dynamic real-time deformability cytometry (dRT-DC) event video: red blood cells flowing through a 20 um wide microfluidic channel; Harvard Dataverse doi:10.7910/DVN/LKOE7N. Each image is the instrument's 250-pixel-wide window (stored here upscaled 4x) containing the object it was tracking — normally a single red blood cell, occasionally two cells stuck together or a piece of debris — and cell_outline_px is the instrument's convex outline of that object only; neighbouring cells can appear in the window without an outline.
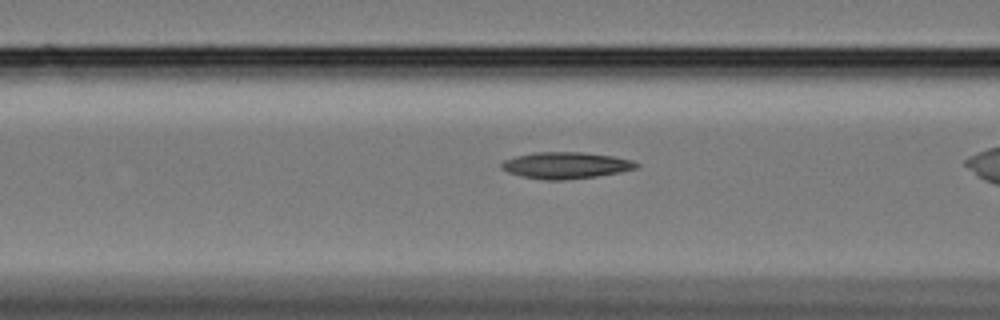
{"species": "Egyptian fruit bat (a non-hibernating species)", "species_latin": "Rousettus aegyptiacus", "temperature_condition": "cold", "stored_images_in_passage": 29, "camera_frame_rate_fps": 3000, "um_per_image_px": 0.085, "animal": {"sex": "female"}, "frame": {"image": 1, "passage_image": 5, "time_ms": 1.333, "image_size_px": [1000, 320], "cell_outline_px": [[640, 164], [636, 168], [620, 172], [596, 176], [564, 180], [544, 180], [520, 176], [508, 172], [500, 168], [500, 164], [504, 160], [516, 156], [532, 152], [584, 152], [612, 156], [632, 160]], "centroid_in_image_um": [48.06, 14.05], "position_along_channel_um": 118.5, "area_um2": 20.92}}
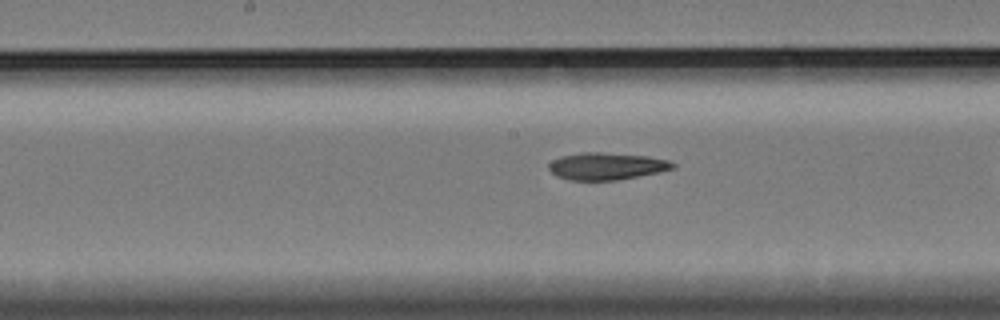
{"frame": {"image": 2, "passage_image": 12, "time_ms": 3.667, "image_size_px": [1000, 320], "cell_outline_px": [[676, 168], [660, 172], [616, 180], [568, 180], [556, 176], [548, 168], [548, 164], [552, 160], [560, 156], [580, 152], [600, 152], [648, 156], [668, 160], [676, 164]], "centroid_in_image_um": [51.55, 14.12], "position_along_channel_um": 196.7, "area_um2": 19.77}}
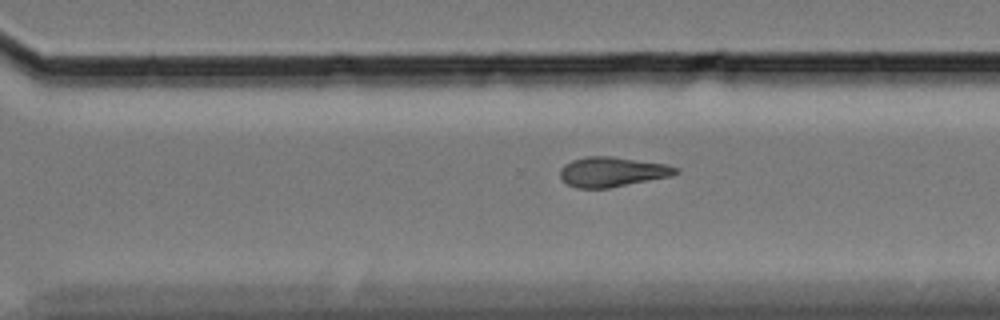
{"frame": {"image": 3, "passage_image": 23, "time_ms": 7.333, "image_size_px": [1000, 320], "cell_outline_px": [[680, 172], [672, 176], [608, 188], [576, 188], [568, 184], [560, 176], [560, 168], [564, 164], [572, 160], [588, 156], [612, 156], [668, 164], [680, 168]], "centroid_in_image_um": [52.08, 14.6], "position_along_channel_um": 318.5, "area_um2": 20.23}}